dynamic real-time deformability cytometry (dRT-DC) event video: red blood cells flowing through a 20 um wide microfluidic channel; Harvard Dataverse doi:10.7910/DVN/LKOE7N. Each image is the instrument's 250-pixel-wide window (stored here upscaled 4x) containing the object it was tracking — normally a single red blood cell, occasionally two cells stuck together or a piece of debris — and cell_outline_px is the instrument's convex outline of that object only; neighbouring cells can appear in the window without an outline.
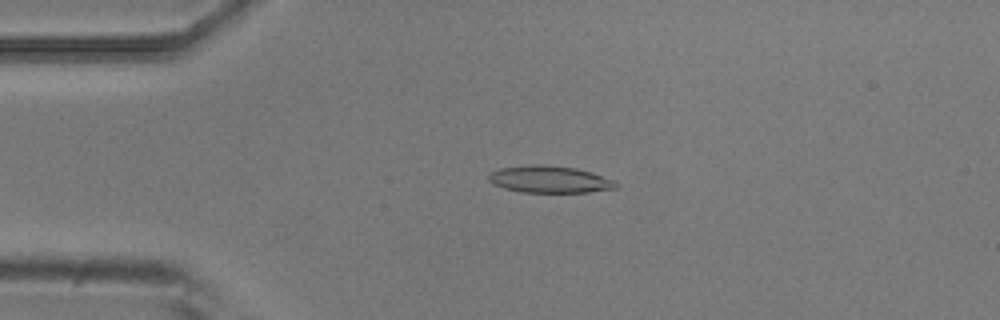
{"species": "common noctule bat (a hibernating species)", "species_latin": "Nyctalus noctula", "temperature_condition": "room temperature", "stored_images_in_passage": 4, "camera_frame_rate_fps": 3000, "um_per_image_px": 0.085, "animal": {"sex": "male", "body_mass_g": 20.5, "forearm_length_mm": 52.5}, "frame": {"image": 1, "passage_image": 4, "time_ms": 1.0, "image_size_px": [1000, 320], "cell_outline_px": [[620, 184], [616, 188], [588, 192], [520, 192], [504, 188], [492, 184], [488, 180], [488, 176], [492, 172], [500, 168], [532, 164], [540, 164], [576, 168], [592, 172], [616, 180]], "centroid_in_image_um": [46.74, 15.24], "position_along_channel_um": 38.3, "area_um2": 20.17}}